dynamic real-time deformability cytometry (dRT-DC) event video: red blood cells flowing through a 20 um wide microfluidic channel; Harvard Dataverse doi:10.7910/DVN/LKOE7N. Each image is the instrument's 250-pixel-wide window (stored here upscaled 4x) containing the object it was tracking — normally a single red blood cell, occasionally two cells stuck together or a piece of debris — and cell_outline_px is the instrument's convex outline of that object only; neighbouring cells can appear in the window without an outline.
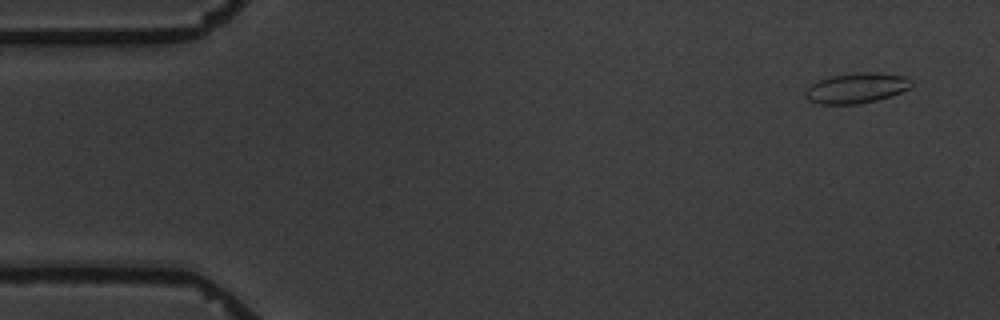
{"species": "common noctule bat (a hibernating species)", "species_latin": "Nyctalus noctula", "temperature_condition": "warm", "stored_images_in_passage": 10, "camera_frame_rate_fps": 3000, "um_per_image_px": 0.085, "animal": {"sex": "male", "body_mass_g": 19.5, "forearm_length_mm": 54.6}, "frame": {"image": 1, "passage_image": 1, "time_ms": 0.0, "image_size_px": [1000, 320], "cell_outline_px": [[912, 84], [908, 88], [892, 96], [860, 104], [820, 104], [808, 100], [804, 96], [804, 92], [812, 84], [820, 80], [832, 76], [860, 72], [868, 72], [904, 76], [912, 80]], "centroid_in_image_um": [72.78, 7.5], "position_along_channel_um": 12.2, "area_um2": 18.5}}
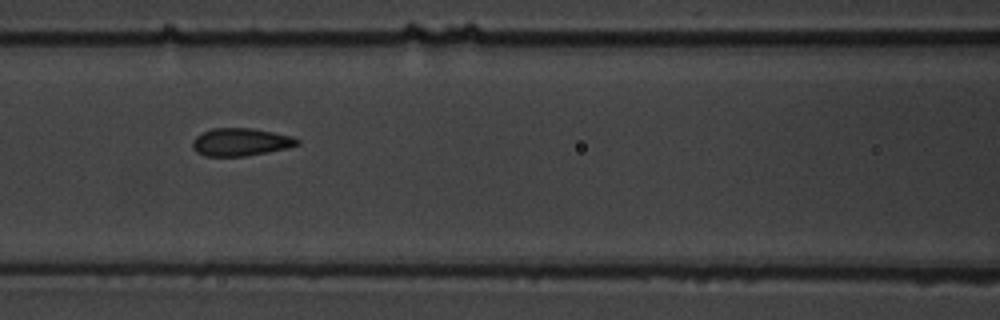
{"frame": {"image": 2, "passage_image": 7, "time_ms": 7.0, "image_size_px": [1000, 320], "cell_outline_px": [[300, 144], [288, 148], [244, 156], [204, 156], [196, 152], [192, 148], [192, 140], [196, 136], [212, 128], [252, 128], [292, 136], [300, 140]], "centroid_in_image_um": [20.44, 12.07], "position_along_channel_um": 146.2, "area_um2": 16.94}}
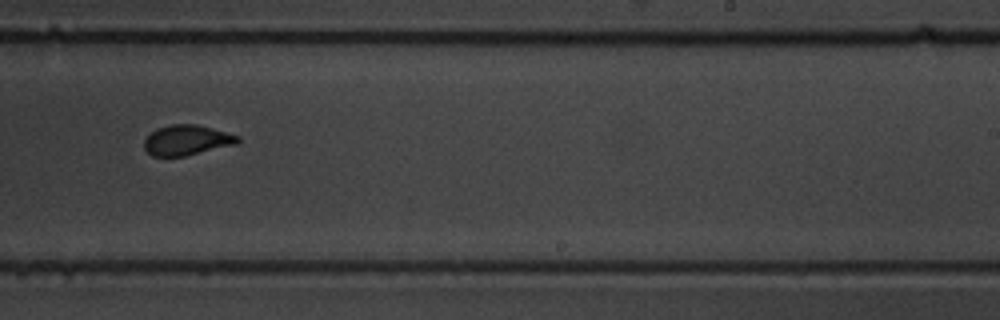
{"frame": {"image": 3, "passage_image": 10, "time_ms": 10.667, "image_size_px": [1000, 320], "cell_outline_px": [[240, 140], [236, 144], [184, 156], [152, 156], [144, 148], [144, 140], [156, 128], [172, 124], [196, 124], [212, 128], [240, 136]], "centroid_in_image_um": [15.87, 11.9], "position_along_channel_um": 273.1, "area_um2": 16.36}}